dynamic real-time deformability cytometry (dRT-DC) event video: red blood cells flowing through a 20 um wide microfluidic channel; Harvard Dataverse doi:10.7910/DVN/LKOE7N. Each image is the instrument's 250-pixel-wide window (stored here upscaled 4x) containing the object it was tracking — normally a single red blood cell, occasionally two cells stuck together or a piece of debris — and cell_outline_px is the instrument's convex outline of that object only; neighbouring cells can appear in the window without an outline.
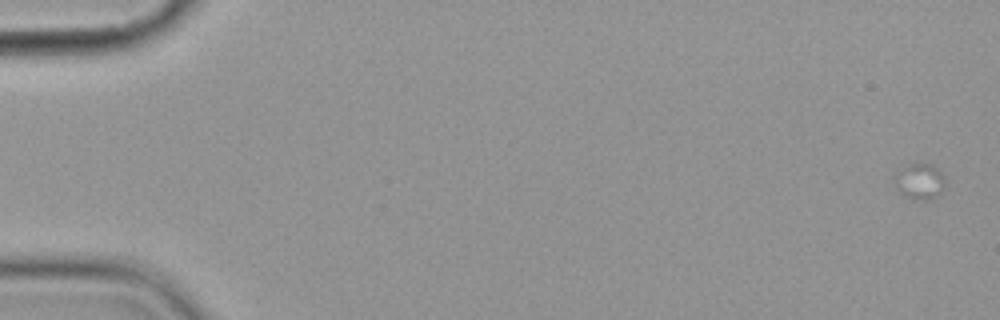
{"species": "common noctule bat (a hibernating species)", "species_latin": "Nyctalus noctula", "temperature_condition": "cold", "stored_images_in_passage": 5, "camera_frame_rate_fps": 3000, "um_per_image_px": 0.085, "animal": {"sex": "female", "body_mass_g": 19.9}, "frame": {"image": 1, "passage_image": 1, "time_ms": 0.0, "image_size_px": [1000, 320], "cell_outline_px": [[944, 188], [932, 200], [912, 200], [904, 196], [896, 188], [892, 176], [908, 164], [932, 164], [944, 176]], "centroid_in_image_um": [78.14, 15.45], "position_along_channel_um": 6.9, "area_um2": 10.69}}